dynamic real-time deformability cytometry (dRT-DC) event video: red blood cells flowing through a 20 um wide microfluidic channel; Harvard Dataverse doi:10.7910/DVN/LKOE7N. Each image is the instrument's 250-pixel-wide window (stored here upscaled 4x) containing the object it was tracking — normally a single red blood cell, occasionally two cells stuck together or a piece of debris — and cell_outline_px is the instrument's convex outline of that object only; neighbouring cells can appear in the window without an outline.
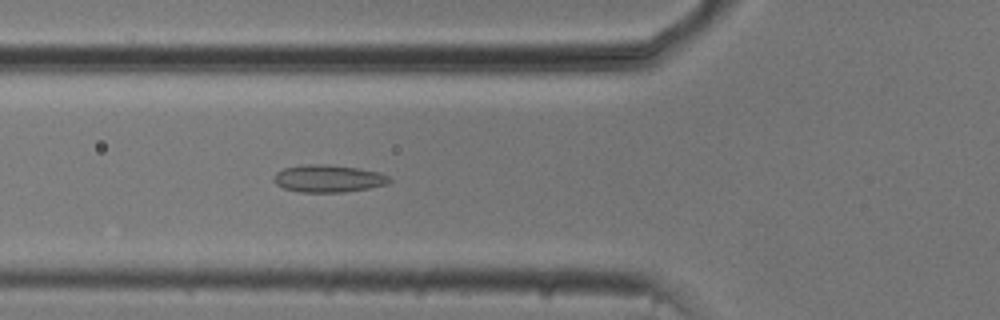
{"species": "common noctule bat (a hibernating species)", "species_latin": "Nyctalus noctula", "temperature_condition": "cold", "stored_images_in_passage": 43, "camera_frame_rate_fps": 3000, "um_per_image_px": 0.085, "animal": {"sex": "male", "body_mass_g": 20.5, "forearm_length_mm": 52.5}, "frame": {"image": 1, "passage_image": 9, "time_ms": 2.667, "image_size_px": [1000, 320], "cell_outline_px": [[392, 180], [388, 184], [368, 188], [344, 192], [300, 192], [284, 188], [276, 184], [272, 180], [272, 176], [276, 172], [284, 168], [304, 164], [328, 164], [356, 168], [380, 172], [388, 176]], "centroid_in_image_um": [27.88, 15.17], "position_along_channel_um": 97.9, "area_um2": 18.55}}
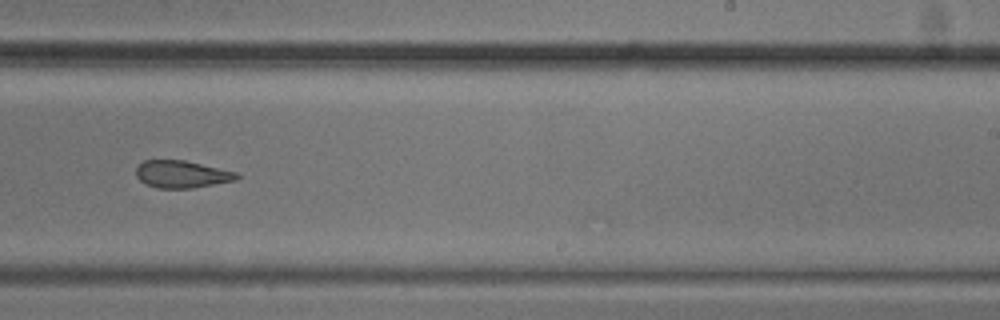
{"frame": {"image": 2, "passage_image": 23, "time_ms": 7.333, "image_size_px": [1000, 320], "cell_outline_px": [[240, 176], [236, 180], [192, 188], [156, 188], [144, 184], [136, 176], [136, 168], [144, 160], [184, 160], [236, 172]], "centroid_in_image_um": [15.42, 14.81], "position_along_channel_um": 273.6, "area_um2": 15.95}}
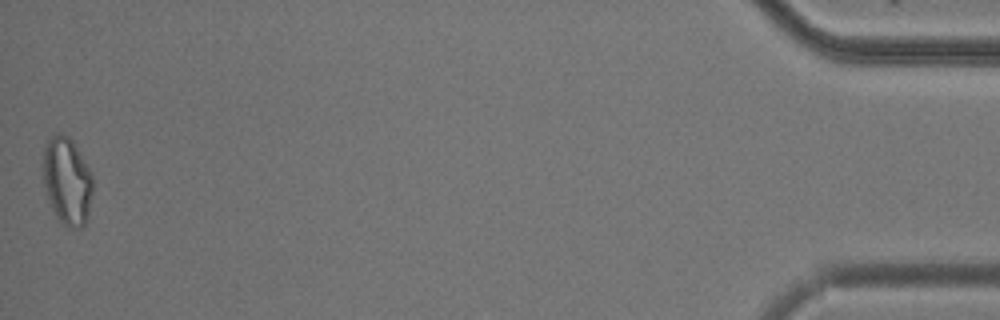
{"frame": {"image": 3, "passage_image": 43, "time_ms": 14.0, "image_size_px": [1000, 320], "cell_outline_px": [[92, 192], [88, 212], [84, 224], [80, 228], [68, 228], [56, 216], [44, 192], [40, 164], [44, 148], [48, 136], [56, 132], [60, 132], [68, 136], [72, 140], [88, 168], [92, 176]], "centroid_in_image_um": [5.62, 15.33], "position_along_channel_um": 429.6, "area_um2": 25.84}, "authors_computed_cell_mechanics": {"area_um2": 17.918, "velocity_mm_per_s": 3.7583, "shape_relaxation_time_tau1_ms": null, "shape_relaxation_time_tau2_ms": 3.7993, "deformation_change_tau1": null, "deformation_change_tau2": 0.1148}}